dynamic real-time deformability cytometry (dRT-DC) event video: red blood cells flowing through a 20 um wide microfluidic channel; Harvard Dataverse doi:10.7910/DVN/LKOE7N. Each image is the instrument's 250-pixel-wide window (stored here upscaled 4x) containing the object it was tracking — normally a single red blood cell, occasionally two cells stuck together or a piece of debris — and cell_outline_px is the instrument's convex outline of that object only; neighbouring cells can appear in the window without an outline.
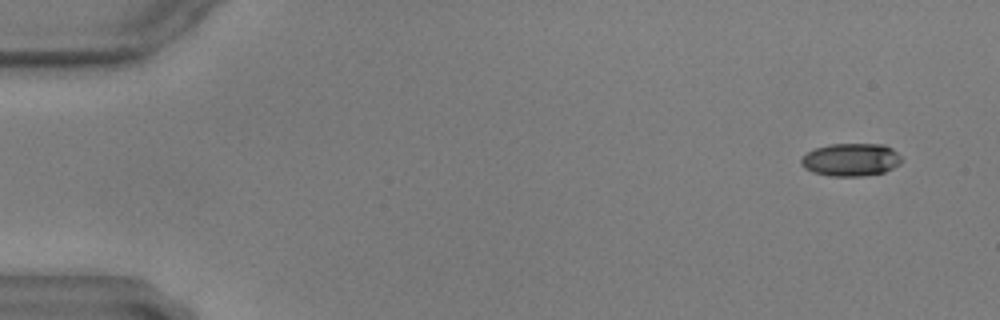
{"species": "common noctule bat (a hibernating species)", "species_latin": "Nyctalus noctula", "temperature_condition": "warm", "stored_images_in_passage": 12, "camera_frame_rate_fps": 3000, "um_per_image_px": 0.085, "animal": {"sex": "male", "body_mass_g": 17.9, "forearm_length_mm": 54.2}, "frame": {"image": 1, "passage_image": 4, "time_ms": 1.0, "image_size_px": [1000, 320], "cell_outline_px": [[900, 164], [884, 172], [864, 176], [828, 176], [812, 172], [804, 168], [800, 164], [800, 160], [808, 152], [816, 148], [832, 144], [884, 144], [892, 148], [900, 156]], "centroid_in_image_um": [72.31, 13.58], "position_along_channel_um": 12.7, "area_um2": 19.19}}